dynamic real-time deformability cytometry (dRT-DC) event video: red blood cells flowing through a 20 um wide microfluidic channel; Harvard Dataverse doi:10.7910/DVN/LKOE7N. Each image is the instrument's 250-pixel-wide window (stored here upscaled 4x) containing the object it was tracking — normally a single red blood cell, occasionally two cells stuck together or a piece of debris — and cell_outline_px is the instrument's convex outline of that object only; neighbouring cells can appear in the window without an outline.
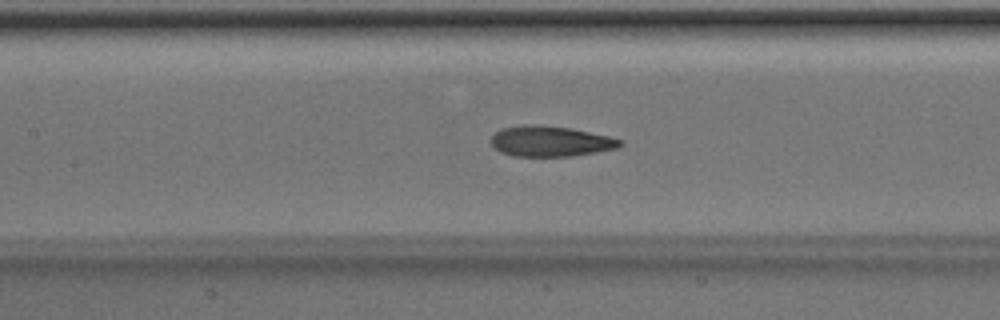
{"species": "Egyptian fruit bat (a non-hibernating species)", "species_latin": "Rousettus aegyptiacus", "temperature_condition": "room temperature", "stored_images_in_passage": 39, "camera_frame_rate_fps": 3000, "um_per_image_px": 0.085, "animal": {"sex": "male"}, "frame": {"image": 1, "passage_image": 12, "time_ms": 3.667, "image_size_px": [1000, 320], "cell_outline_px": [[624, 144], [616, 148], [596, 152], [572, 156], [512, 156], [500, 152], [492, 144], [492, 136], [500, 128], [524, 124], [532, 124], [572, 128], [608, 136], [624, 140]], "centroid_in_image_um": [46.79, 12.0], "position_along_channel_um": 160.6, "area_um2": 23.0}}
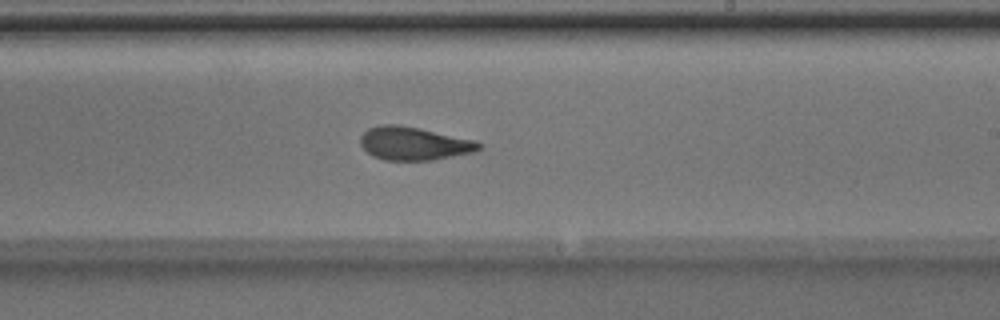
{"frame": {"image": 2, "passage_image": 19, "time_ms": 6.0, "image_size_px": [1000, 320], "cell_outline_px": [[480, 148], [476, 152], [432, 160], [384, 160], [372, 156], [360, 144], [360, 136], [368, 128], [380, 124], [400, 124], [420, 128], [476, 140], [480, 144]], "centroid_in_image_um": [35.17, 12.19], "position_along_channel_um": 253.8, "area_um2": 23.12}}
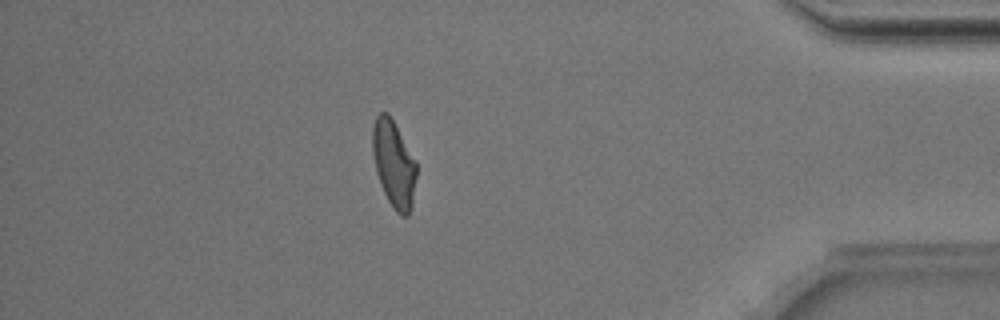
{"frame": {"image": 3, "passage_image": 33, "time_ms": 10.667, "image_size_px": [1000, 320], "cell_outline_px": [[416, 176], [412, 204], [408, 216], [400, 216], [392, 208], [380, 184], [376, 172], [372, 152], [372, 128], [376, 116], [380, 112], [388, 112], [416, 160]], "centroid_in_image_um": [33.46, 13.93], "position_along_channel_um": 401.7, "area_um2": 22.31}, "authors_computed_cell_mechanics": {"area_um2": 23.0044, "velocity_mm_per_s": 4.0146, "shape_relaxation_time_tau1_ms": 3.6738, "shape_relaxation_time_tau2_ms": 1.7445, "deformation_change_tau1": 0.1527, "deformation_change_tau2": 0.097}}